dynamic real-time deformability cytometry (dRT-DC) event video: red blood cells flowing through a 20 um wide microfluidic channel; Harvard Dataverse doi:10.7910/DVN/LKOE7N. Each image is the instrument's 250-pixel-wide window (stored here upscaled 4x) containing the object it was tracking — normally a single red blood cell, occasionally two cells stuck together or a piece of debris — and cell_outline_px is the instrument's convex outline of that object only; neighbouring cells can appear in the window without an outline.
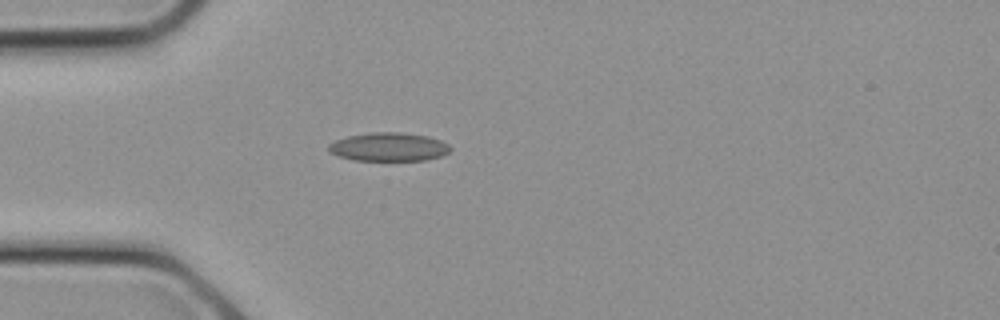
{"species": "common noctule bat (a hibernating species)", "species_latin": "Nyctalus noctula", "temperature_condition": "cold", "stored_images_in_passage": 6, "camera_frame_rate_fps": 3000, "um_per_image_px": 0.085, "animal": {"sex": "female", "body_mass_g": 21.9}, "frame": {"image": 1, "passage_image": 4, "time_ms": 1.0, "image_size_px": [1000, 320], "cell_outline_px": [[452, 148], [444, 156], [428, 160], [352, 160], [328, 152], [328, 144], [336, 140], [348, 136], [368, 132], [400, 132], [428, 136], [440, 140], [448, 144]], "centroid_in_image_um": [33.06, 12.48], "position_along_channel_um": 51.9, "area_um2": 20.4}}
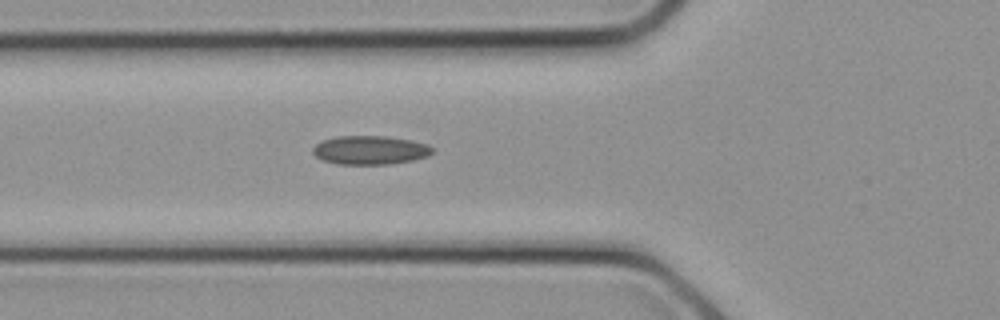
{"frame": {"image": 2, "passage_image": 6, "time_ms": 1.667, "image_size_px": [1000, 320], "cell_outline_px": [[432, 152], [428, 156], [412, 160], [392, 164], [336, 164], [320, 160], [312, 152], [312, 148], [316, 144], [324, 140], [336, 136], [388, 136], [412, 140], [428, 144], [432, 148]], "centroid_in_image_um": [31.44, 12.76], "position_along_channel_um": 94.4, "area_um2": 20.17}}